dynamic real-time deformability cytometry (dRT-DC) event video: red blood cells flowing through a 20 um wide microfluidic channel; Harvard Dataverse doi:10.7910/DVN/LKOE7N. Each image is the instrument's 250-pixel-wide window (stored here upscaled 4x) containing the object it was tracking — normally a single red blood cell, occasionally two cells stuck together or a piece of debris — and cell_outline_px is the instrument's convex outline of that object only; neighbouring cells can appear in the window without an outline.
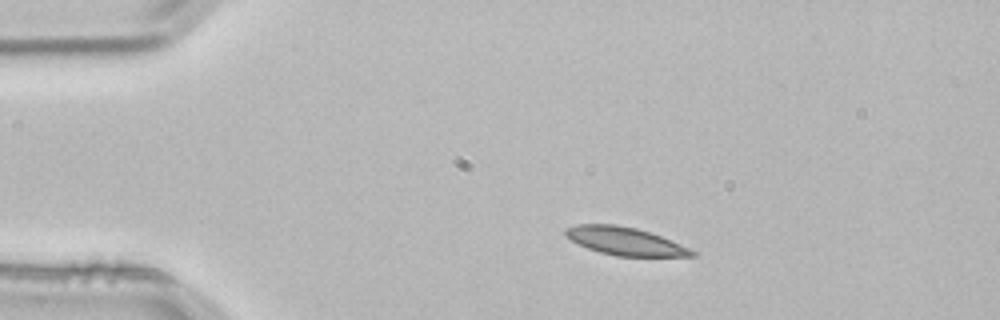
{"species": "common noctule bat (a hibernating species)", "species_latin": "Nyctalus noctula", "temperature_condition": "room temperature", "stored_images_in_passage": 1, "camera_frame_rate_fps": 3000, "um_per_image_px": 0.085, "animal": {"sex": "male", "body_mass_g": 21.5, "forearm_length_mm": 52.0}, "frame": {"image": 1, "passage_image": 1, "time_ms": 0.0, "image_size_px": [1000, 320], "cell_outline_px": [[696, 256], [616, 256], [600, 252], [588, 248], [564, 236], [564, 228], [576, 224], [616, 224], [636, 228], [660, 236], [688, 248], [696, 252]], "centroid_in_image_um": [53.07, 20.49], "position_along_channel_um": 31.9, "area_um2": 20.35}}